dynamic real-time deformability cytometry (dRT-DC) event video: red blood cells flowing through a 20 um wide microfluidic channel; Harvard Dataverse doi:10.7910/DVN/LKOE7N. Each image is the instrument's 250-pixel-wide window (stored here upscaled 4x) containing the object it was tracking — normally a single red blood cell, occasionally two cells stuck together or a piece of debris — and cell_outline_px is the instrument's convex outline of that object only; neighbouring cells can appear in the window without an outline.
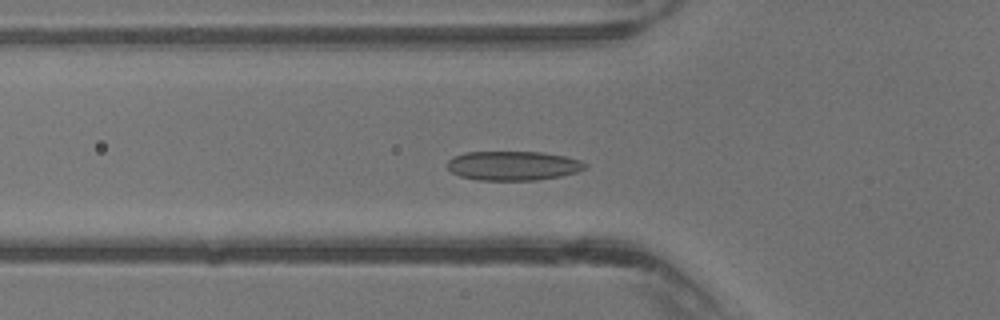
{"species": "common noctule bat (a hibernating species)", "species_latin": "Nyctalus noctula", "temperature_condition": "warm", "stored_images_in_passage": 37, "camera_frame_rate_fps": 3000, "um_per_image_px": 0.085, "animal": {"sex": "male", "body_mass_g": 13.3}, "frame": {"image": 1, "passage_image": 11, "time_ms": 3.333, "image_size_px": [1000, 320], "cell_outline_px": [[588, 168], [576, 172], [560, 176], [536, 180], [476, 180], [460, 176], [452, 172], [448, 168], [448, 160], [452, 156], [464, 152], [540, 152], [564, 156], [580, 160], [588, 164]], "centroid_in_image_um": [43.61, 14.08], "position_along_channel_um": 82.2, "area_um2": 23.58}}
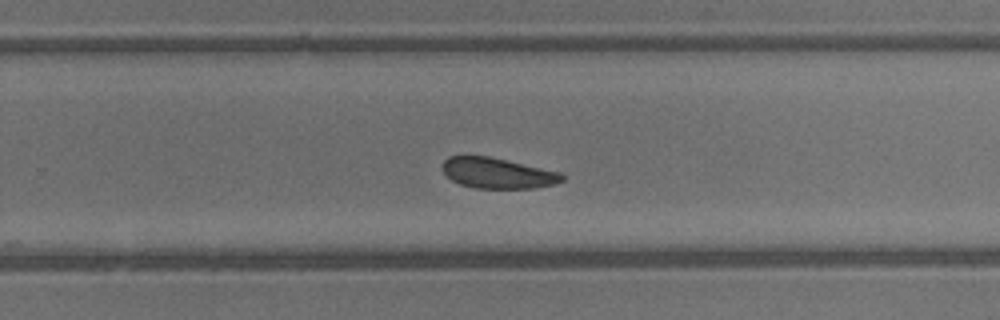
{"frame": {"image": 2, "passage_image": 23, "time_ms": 7.333, "image_size_px": [1000, 320], "cell_outline_px": [[564, 180], [556, 184], [536, 188], [476, 188], [460, 184], [452, 180], [444, 172], [444, 160], [448, 156], [488, 156], [560, 172], [564, 176]], "centroid_in_image_um": [42.33, 14.72], "position_along_channel_um": 287.5, "area_um2": 21.1}}
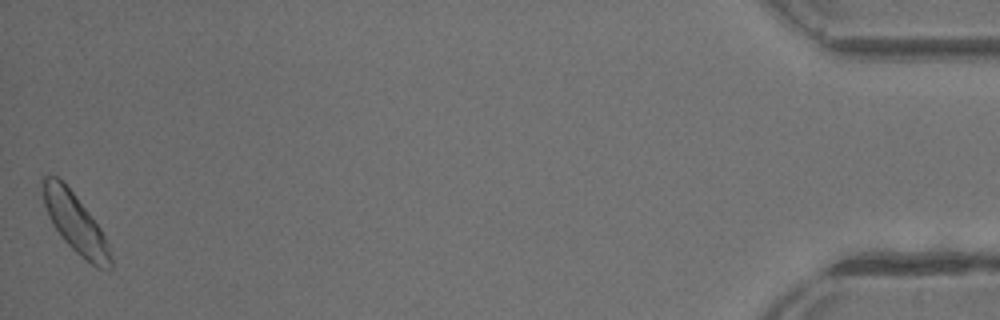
{"frame": {"image": 3, "passage_image": 37, "time_ms": 12.0, "image_size_px": [1000, 320], "cell_outline_px": [[112, 268], [96, 268], [80, 256], [60, 236], [52, 224], [48, 216], [44, 204], [40, 180], [44, 176], [56, 176], [76, 196], [100, 228], [108, 244], [112, 256]], "centroid_in_image_um": [6.38, 18.97], "position_along_channel_um": 428.8, "area_um2": 23.18}}